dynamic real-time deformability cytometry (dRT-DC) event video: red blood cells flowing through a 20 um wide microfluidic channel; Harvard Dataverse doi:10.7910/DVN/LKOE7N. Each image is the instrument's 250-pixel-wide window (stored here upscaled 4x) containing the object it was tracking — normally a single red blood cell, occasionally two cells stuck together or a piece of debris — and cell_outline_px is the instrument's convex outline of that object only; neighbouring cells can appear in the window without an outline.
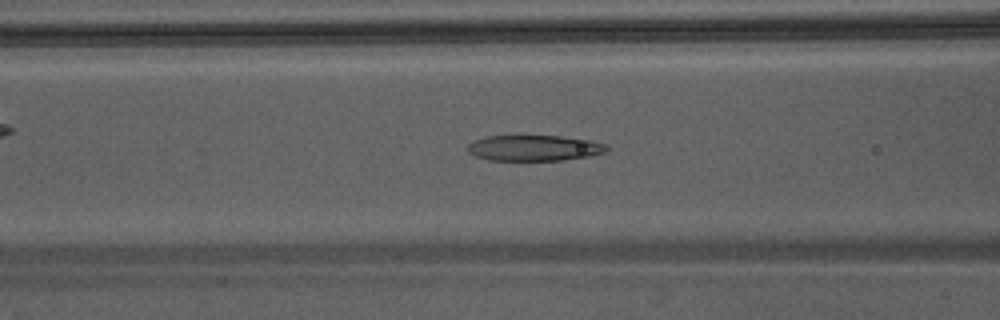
{"species": "Egyptian fruit bat (a non-hibernating species)", "species_latin": "Rousettus aegyptiacus", "temperature_condition": "warm", "stored_images_in_passage": 28, "camera_frame_rate_fps": 3000, "um_per_image_px": 0.085, "animal": {"sex": "male"}, "frame": {"image": 1, "passage_image": 6, "time_ms": 1.667, "image_size_px": [1000, 320], "cell_outline_px": [[608, 148], [604, 152], [588, 156], [564, 160], [488, 160], [476, 156], [468, 152], [468, 144], [472, 140], [484, 136], [560, 136], [588, 140], [608, 144]], "centroid_in_image_um": [45.37, 12.57], "position_along_channel_um": 121.2, "area_um2": 20.81}}
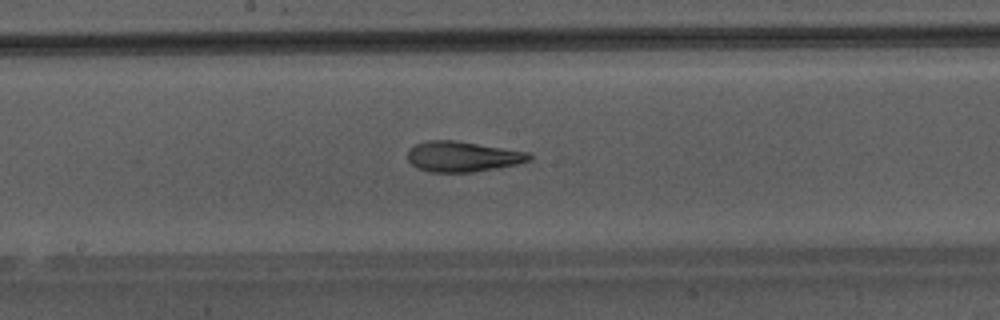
{"frame": {"image": 2, "passage_image": 12, "time_ms": 3.667, "image_size_px": [1000, 320], "cell_outline_px": [[532, 160], [516, 164], [496, 168], [472, 172], [428, 172], [416, 168], [408, 160], [408, 148], [424, 140], [456, 140], [528, 152], [532, 156]], "centroid_in_image_um": [39.28, 13.3], "position_along_channel_um": 208.9, "area_um2": 21.68}}
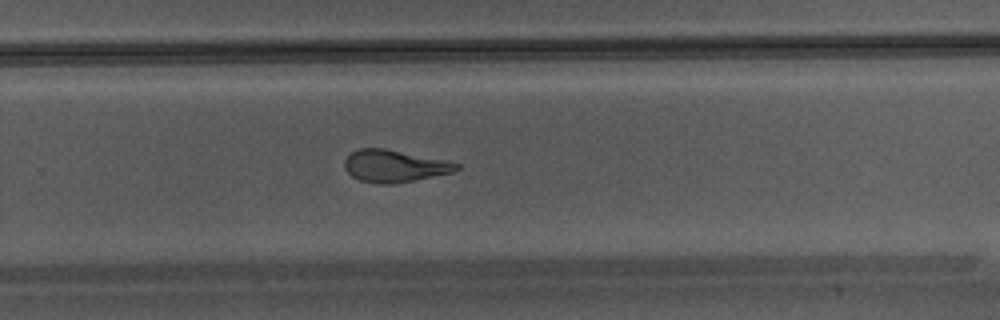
{"frame": {"image": 3, "passage_image": 18, "time_ms": 5.667, "image_size_px": [1000, 320], "cell_outline_px": [[460, 168], [452, 172], [392, 184], [380, 184], [360, 180], [352, 176], [344, 168], [344, 160], [356, 148], [384, 148], [460, 164]], "centroid_in_image_um": [33.45, 14.11], "position_along_channel_um": 296.3, "area_um2": 20.52}}